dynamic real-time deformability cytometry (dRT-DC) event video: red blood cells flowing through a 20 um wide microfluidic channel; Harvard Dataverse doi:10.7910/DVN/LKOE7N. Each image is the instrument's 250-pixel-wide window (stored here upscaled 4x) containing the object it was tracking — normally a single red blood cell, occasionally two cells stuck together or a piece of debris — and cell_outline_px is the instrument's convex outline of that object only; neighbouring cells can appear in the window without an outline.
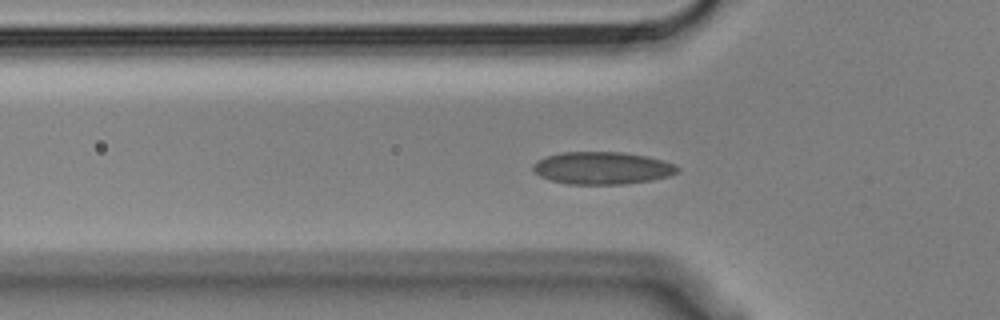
{"species": "Egyptian fruit bat (a non-hibernating species)", "species_latin": "Rousettus aegyptiacus", "temperature_condition": "cold", "stored_images_in_passage": 10, "segment_of_instrument_passage": [2, 2], "camera_frame_rate_fps": 3000, "um_per_image_px": 0.085, "animal": {"sex": "male"}, "frame": {"image": 1, "passage_image": 10, "time_ms": 3.0, "image_size_px": [1000, 320], "cell_outline_px": [[596, 280], [588, 284], [448, 280], [444, 276], [452, 272], [560, 272], [592, 276]], "centroid_in_image_um": [44.39, 23.57], "position_along_channel_um": 81.4, "area_um2": 10.12}}